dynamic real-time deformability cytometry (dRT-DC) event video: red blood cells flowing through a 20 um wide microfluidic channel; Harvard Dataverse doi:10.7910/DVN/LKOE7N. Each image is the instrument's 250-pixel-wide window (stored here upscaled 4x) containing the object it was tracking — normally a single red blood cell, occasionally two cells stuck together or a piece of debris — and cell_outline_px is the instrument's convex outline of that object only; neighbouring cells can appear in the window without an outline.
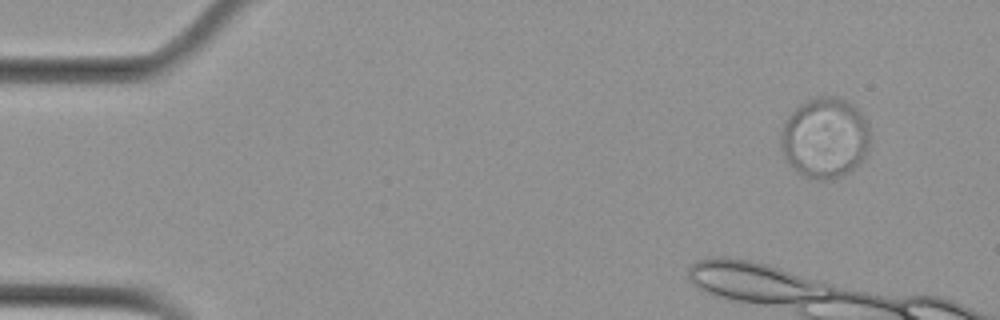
{"species": "Egyptian fruit bat (a non-hibernating species)", "species_latin": "Rousettus aegyptiacus", "temperature_condition": "cold", "stored_images_in_passage": 5, "camera_frame_rate_fps": 3000, "um_per_image_px": 0.085, "animal": {"sex": "female"}, "frame": {"image": 1, "passage_image": 2, "time_ms": 0.333, "image_size_px": [1000, 320], "cell_outline_px": [[868, 148], [864, 160], [848, 172], [840, 176], [824, 180], [820, 180], [804, 176], [796, 172], [792, 168], [784, 156], [780, 144], [780, 136], [784, 120], [804, 100], [812, 96], [836, 96], [852, 104], [864, 116], [868, 124]], "centroid_in_image_um": [70.09, 11.7], "position_along_channel_um": 14.9, "area_um2": 42.25}}